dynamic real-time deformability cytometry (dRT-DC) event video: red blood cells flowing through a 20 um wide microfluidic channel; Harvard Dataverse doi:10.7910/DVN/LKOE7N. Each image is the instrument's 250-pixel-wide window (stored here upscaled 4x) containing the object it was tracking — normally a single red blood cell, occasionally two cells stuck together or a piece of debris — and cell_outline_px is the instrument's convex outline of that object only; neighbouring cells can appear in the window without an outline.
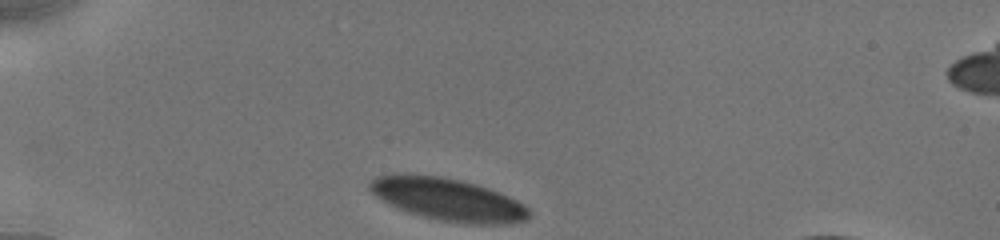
{"species": "human", "species_latin": "Homo sapiens", "temperature_condition": "cold", "stored_images_in_passage": 27, "camera_frame_rate_fps": 3000, "um_per_image_px": 0.085, "donor": {"sex": "male"}, "frame": {"image": 1, "passage_image": 1, "time_ms": 0.0, "image_size_px": [1000, 240], "cell_outline_px": [[532, 212], [528, 220], [512, 224], [468, 224], [440, 220], [408, 212], [388, 204], [376, 196], [368, 188], [368, 184], [372, 180], [380, 176], [440, 176], [460, 180], [476, 184], [488, 188], [508, 196], [524, 204]], "centroid_in_image_um": [38.17, 16.99], "position_along_channel_um": 46.8, "area_um2": 38.84}}
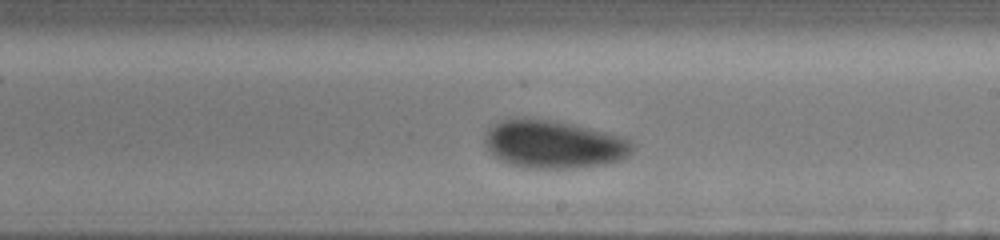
{"frame": {"image": 2, "passage_image": 16, "time_ms": 6.0, "image_size_px": [1000, 240], "cell_outline_px": [[636, 148], [628, 156], [620, 160], [604, 164], [576, 168], [528, 168], [496, 160], [484, 144], [484, 132], [488, 128], [500, 120], [512, 116], [524, 116], [552, 120], [588, 128], [604, 132], [632, 140]], "centroid_in_image_um": [47.0, 12.25], "position_along_channel_um": 242.0, "area_um2": 41.96}}
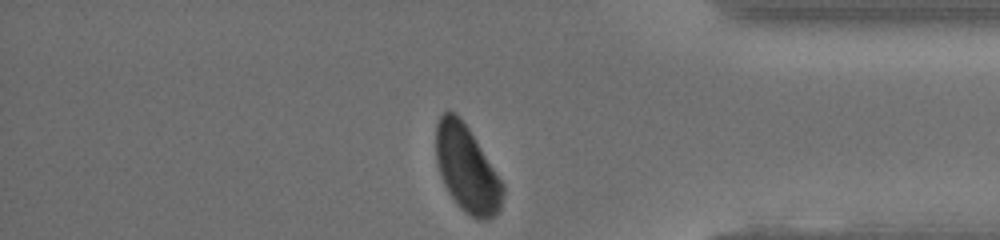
{"frame": {"image": 3, "passage_image": 27, "time_ms": 10.333, "image_size_px": [1000, 240], "cell_outline_px": [[504, 192], [500, 208], [488, 220], [480, 220], [464, 212], [460, 208], [448, 192], [444, 184], [436, 160], [436, 124], [440, 116], [444, 112], [456, 112], [460, 116], [468, 128], [504, 184]], "centroid_in_image_um": [39.68, 14.36], "position_along_channel_um": 395.5, "area_um2": 33.41}, "authors_computed_cell_mechanics": {"area_um2": 40.4022, "velocity_mm_per_s": 3.8663, "shape_relaxation_time_tau1_ms": 3.2328, "shape_relaxation_time_tau2_ms": null, "deformation_change_tau1": 0.0733, "deformation_change_tau2": null}}